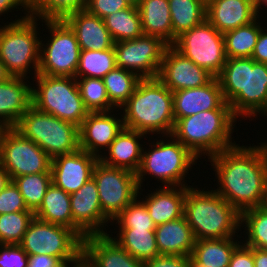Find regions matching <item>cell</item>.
<instances>
[{
	"mask_svg": "<svg viewBox=\"0 0 267 267\" xmlns=\"http://www.w3.org/2000/svg\"><path fill=\"white\" fill-rule=\"evenodd\" d=\"M220 185L214 190L240 214L262 207L267 182V143L261 146H238L209 157Z\"/></svg>",
	"mask_w": 267,
	"mask_h": 267,
	"instance_id": "1",
	"label": "cell"
},
{
	"mask_svg": "<svg viewBox=\"0 0 267 267\" xmlns=\"http://www.w3.org/2000/svg\"><path fill=\"white\" fill-rule=\"evenodd\" d=\"M217 79L236 117H255L267 107V64L252 58H227Z\"/></svg>",
	"mask_w": 267,
	"mask_h": 267,
	"instance_id": "2",
	"label": "cell"
},
{
	"mask_svg": "<svg viewBox=\"0 0 267 267\" xmlns=\"http://www.w3.org/2000/svg\"><path fill=\"white\" fill-rule=\"evenodd\" d=\"M122 108L124 128L171 136L175 125L173 92L157 77L140 79Z\"/></svg>",
	"mask_w": 267,
	"mask_h": 267,
	"instance_id": "3",
	"label": "cell"
},
{
	"mask_svg": "<svg viewBox=\"0 0 267 267\" xmlns=\"http://www.w3.org/2000/svg\"><path fill=\"white\" fill-rule=\"evenodd\" d=\"M235 119L230 105L224 101L217 109L178 119L168 137L176 138L197 158L205 153L211 157L236 145L231 141Z\"/></svg>",
	"mask_w": 267,
	"mask_h": 267,
	"instance_id": "4",
	"label": "cell"
},
{
	"mask_svg": "<svg viewBox=\"0 0 267 267\" xmlns=\"http://www.w3.org/2000/svg\"><path fill=\"white\" fill-rule=\"evenodd\" d=\"M183 216L195 240L231 238L241 228V214L214 190L186 186Z\"/></svg>",
	"mask_w": 267,
	"mask_h": 267,
	"instance_id": "5",
	"label": "cell"
},
{
	"mask_svg": "<svg viewBox=\"0 0 267 267\" xmlns=\"http://www.w3.org/2000/svg\"><path fill=\"white\" fill-rule=\"evenodd\" d=\"M37 19L24 16L0 27V60L11 77L26 78L32 67L34 76L38 74L40 38L36 29Z\"/></svg>",
	"mask_w": 267,
	"mask_h": 267,
	"instance_id": "6",
	"label": "cell"
},
{
	"mask_svg": "<svg viewBox=\"0 0 267 267\" xmlns=\"http://www.w3.org/2000/svg\"><path fill=\"white\" fill-rule=\"evenodd\" d=\"M53 159L80 149L79 127L31 106L14 127Z\"/></svg>",
	"mask_w": 267,
	"mask_h": 267,
	"instance_id": "7",
	"label": "cell"
},
{
	"mask_svg": "<svg viewBox=\"0 0 267 267\" xmlns=\"http://www.w3.org/2000/svg\"><path fill=\"white\" fill-rule=\"evenodd\" d=\"M32 88V106L37 110L71 122L78 127L89 114L75 77L37 74Z\"/></svg>",
	"mask_w": 267,
	"mask_h": 267,
	"instance_id": "8",
	"label": "cell"
},
{
	"mask_svg": "<svg viewBox=\"0 0 267 267\" xmlns=\"http://www.w3.org/2000/svg\"><path fill=\"white\" fill-rule=\"evenodd\" d=\"M173 140H159L156 145L153 143L154 149L146 152L143 150L136 173L139 189L142 187L143 176L147 174L164 182L166 187L187 186L184 184L185 175L199 159L180 141L175 138Z\"/></svg>",
	"mask_w": 267,
	"mask_h": 267,
	"instance_id": "9",
	"label": "cell"
},
{
	"mask_svg": "<svg viewBox=\"0 0 267 267\" xmlns=\"http://www.w3.org/2000/svg\"><path fill=\"white\" fill-rule=\"evenodd\" d=\"M19 246L28 254H45L57 258L82 259L83 239L68 227L34 217Z\"/></svg>",
	"mask_w": 267,
	"mask_h": 267,
	"instance_id": "10",
	"label": "cell"
},
{
	"mask_svg": "<svg viewBox=\"0 0 267 267\" xmlns=\"http://www.w3.org/2000/svg\"><path fill=\"white\" fill-rule=\"evenodd\" d=\"M44 22L51 39L46 45L40 41L38 74L75 77L81 52L75 33L64 20Z\"/></svg>",
	"mask_w": 267,
	"mask_h": 267,
	"instance_id": "11",
	"label": "cell"
},
{
	"mask_svg": "<svg viewBox=\"0 0 267 267\" xmlns=\"http://www.w3.org/2000/svg\"><path fill=\"white\" fill-rule=\"evenodd\" d=\"M172 46L214 77L220 74L227 61L224 36L207 20L183 32Z\"/></svg>",
	"mask_w": 267,
	"mask_h": 267,
	"instance_id": "12",
	"label": "cell"
},
{
	"mask_svg": "<svg viewBox=\"0 0 267 267\" xmlns=\"http://www.w3.org/2000/svg\"><path fill=\"white\" fill-rule=\"evenodd\" d=\"M102 213L111 221L139 197L136 174L122 168L108 166L98 160L93 170Z\"/></svg>",
	"mask_w": 267,
	"mask_h": 267,
	"instance_id": "13",
	"label": "cell"
},
{
	"mask_svg": "<svg viewBox=\"0 0 267 267\" xmlns=\"http://www.w3.org/2000/svg\"><path fill=\"white\" fill-rule=\"evenodd\" d=\"M52 159L32 140L24 137L14 127L6 135L0 149V165L15 177L51 173Z\"/></svg>",
	"mask_w": 267,
	"mask_h": 267,
	"instance_id": "14",
	"label": "cell"
},
{
	"mask_svg": "<svg viewBox=\"0 0 267 267\" xmlns=\"http://www.w3.org/2000/svg\"><path fill=\"white\" fill-rule=\"evenodd\" d=\"M168 46L161 38L145 34L132 40L115 42L117 67L135 73L140 79L156 78Z\"/></svg>",
	"mask_w": 267,
	"mask_h": 267,
	"instance_id": "15",
	"label": "cell"
},
{
	"mask_svg": "<svg viewBox=\"0 0 267 267\" xmlns=\"http://www.w3.org/2000/svg\"><path fill=\"white\" fill-rule=\"evenodd\" d=\"M70 203L73 230L82 239L86 236L107 234L103 228L110 220L102 213L97 185L93 178L77 192L70 194Z\"/></svg>",
	"mask_w": 267,
	"mask_h": 267,
	"instance_id": "16",
	"label": "cell"
},
{
	"mask_svg": "<svg viewBox=\"0 0 267 267\" xmlns=\"http://www.w3.org/2000/svg\"><path fill=\"white\" fill-rule=\"evenodd\" d=\"M157 78L172 92H175L204 86L214 76L170 45L164 52Z\"/></svg>",
	"mask_w": 267,
	"mask_h": 267,
	"instance_id": "17",
	"label": "cell"
},
{
	"mask_svg": "<svg viewBox=\"0 0 267 267\" xmlns=\"http://www.w3.org/2000/svg\"><path fill=\"white\" fill-rule=\"evenodd\" d=\"M99 158L84 150L57 156L51 162L52 183L66 193L77 192L93 176Z\"/></svg>",
	"mask_w": 267,
	"mask_h": 267,
	"instance_id": "18",
	"label": "cell"
},
{
	"mask_svg": "<svg viewBox=\"0 0 267 267\" xmlns=\"http://www.w3.org/2000/svg\"><path fill=\"white\" fill-rule=\"evenodd\" d=\"M111 112H89L79 126V146L81 150L99 158V150L110 146L124 128L123 118L118 119Z\"/></svg>",
	"mask_w": 267,
	"mask_h": 267,
	"instance_id": "19",
	"label": "cell"
},
{
	"mask_svg": "<svg viewBox=\"0 0 267 267\" xmlns=\"http://www.w3.org/2000/svg\"><path fill=\"white\" fill-rule=\"evenodd\" d=\"M110 234L86 236L83 239L82 258L90 267H143L123 249Z\"/></svg>",
	"mask_w": 267,
	"mask_h": 267,
	"instance_id": "20",
	"label": "cell"
},
{
	"mask_svg": "<svg viewBox=\"0 0 267 267\" xmlns=\"http://www.w3.org/2000/svg\"><path fill=\"white\" fill-rule=\"evenodd\" d=\"M259 18L253 0H208L206 20L222 34Z\"/></svg>",
	"mask_w": 267,
	"mask_h": 267,
	"instance_id": "21",
	"label": "cell"
},
{
	"mask_svg": "<svg viewBox=\"0 0 267 267\" xmlns=\"http://www.w3.org/2000/svg\"><path fill=\"white\" fill-rule=\"evenodd\" d=\"M224 102L222 90L217 77L197 88L173 92V112L175 122L202 111L217 109Z\"/></svg>",
	"mask_w": 267,
	"mask_h": 267,
	"instance_id": "22",
	"label": "cell"
},
{
	"mask_svg": "<svg viewBox=\"0 0 267 267\" xmlns=\"http://www.w3.org/2000/svg\"><path fill=\"white\" fill-rule=\"evenodd\" d=\"M75 33L81 50H106L114 47V40L103 19L85 9L63 19Z\"/></svg>",
	"mask_w": 267,
	"mask_h": 267,
	"instance_id": "23",
	"label": "cell"
},
{
	"mask_svg": "<svg viewBox=\"0 0 267 267\" xmlns=\"http://www.w3.org/2000/svg\"><path fill=\"white\" fill-rule=\"evenodd\" d=\"M144 135L147 136L143 132L123 128L107 148L109 157L107 155L103 157L100 154L99 160L108 166L129 170L136 174L143 153V147L139 140Z\"/></svg>",
	"mask_w": 267,
	"mask_h": 267,
	"instance_id": "24",
	"label": "cell"
},
{
	"mask_svg": "<svg viewBox=\"0 0 267 267\" xmlns=\"http://www.w3.org/2000/svg\"><path fill=\"white\" fill-rule=\"evenodd\" d=\"M23 77H10L0 82V118L15 127L32 106V87Z\"/></svg>",
	"mask_w": 267,
	"mask_h": 267,
	"instance_id": "25",
	"label": "cell"
},
{
	"mask_svg": "<svg viewBox=\"0 0 267 267\" xmlns=\"http://www.w3.org/2000/svg\"><path fill=\"white\" fill-rule=\"evenodd\" d=\"M145 200L147 211L156 226L177 220L183 216L186 186L166 187L156 189L147 194Z\"/></svg>",
	"mask_w": 267,
	"mask_h": 267,
	"instance_id": "26",
	"label": "cell"
},
{
	"mask_svg": "<svg viewBox=\"0 0 267 267\" xmlns=\"http://www.w3.org/2000/svg\"><path fill=\"white\" fill-rule=\"evenodd\" d=\"M155 238L160 255L191 256L196 241L184 216L156 226Z\"/></svg>",
	"mask_w": 267,
	"mask_h": 267,
	"instance_id": "27",
	"label": "cell"
},
{
	"mask_svg": "<svg viewBox=\"0 0 267 267\" xmlns=\"http://www.w3.org/2000/svg\"><path fill=\"white\" fill-rule=\"evenodd\" d=\"M145 35L161 38L173 45V29L168 0H141L137 6Z\"/></svg>",
	"mask_w": 267,
	"mask_h": 267,
	"instance_id": "28",
	"label": "cell"
},
{
	"mask_svg": "<svg viewBox=\"0 0 267 267\" xmlns=\"http://www.w3.org/2000/svg\"><path fill=\"white\" fill-rule=\"evenodd\" d=\"M239 244L233 237L196 240L191 255L192 267H229L232 253Z\"/></svg>",
	"mask_w": 267,
	"mask_h": 267,
	"instance_id": "29",
	"label": "cell"
},
{
	"mask_svg": "<svg viewBox=\"0 0 267 267\" xmlns=\"http://www.w3.org/2000/svg\"><path fill=\"white\" fill-rule=\"evenodd\" d=\"M34 216L48 223L65 226L73 230L70 194L51 183L42 204L34 212Z\"/></svg>",
	"mask_w": 267,
	"mask_h": 267,
	"instance_id": "30",
	"label": "cell"
},
{
	"mask_svg": "<svg viewBox=\"0 0 267 267\" xmlns=\"http://www.w3.org/2000/svg\"><path fill=\"white\" fill-rule=\"evenodd\" d=\"M173 29V44L178 36L206 20L205 0H168Z\"/></svg>",
	"mask_w": 267,
	"mask_h": 267,
	"instance_id": "31",
	"label": "cell"
},
{
	"mask_svg": "<svg viewBox=\"0 0 267 267\" xmlns=\"http://www.w3.org/2000/svg\"><path fill=\"white\" fill-rule=\"evenodd\" d=\"M119 238H113L131 256L142 262L159 254L155 229H119Z\"/></svg>",
	"mask_w": 267,
	"mask_h": 267,
	"instance_id": "32",
	"label": "cell"
},
{
	"mask_svg": "<svg viewBox=\"0 0 267 267\" xmlns=\"http://www.w3.org/2000/svg\"><path fill=\"white\" fill-rule=\"evenodd\" d=\"M256 21L257 18L247 25L223 34L227 58H251L260 31L264 29Z\"/></svg>",
	"mask_w": 267,
	"mask_h": 267,
	"instance_id": "33",
	"label": "cell"
},
{
	"mask_svg": "<svg viewBox=\"0 0 267 267\" xmlns=\"http://www.w3.org/2000/svg\"><path fill=\"white\" fill-rule=\"evenodd\" d=\"M114 42L132 40L143 35L140 14L136 6L113 12L104 19Z\"/></svg>",
	"mask_w": 267,
	"mask_h": 267,
	"instance_id": "34",
	"label": "cell"
},
{
	"mask_svg": "<svg viewBox=\"0 0 267 267\" xmlns=\"http://www.w3.org/2000/svg\"><path fill=\"white\" fill-rule=\"evenodd\" d=\"M117 67L114 47L106 50H81L75 78H100Z\"/></svg>",
	"mask_w": 267,
	"mask_h": 267,
	"instance_id": "35",
	"label": "cell"
},
{
	"mask_svg": "<svg viewBox=\"0 0 267 267\" xmlns=\"http://www.w3.org/2000/svg\"><path fill=\"white\" fill-rule=\"evenodd\" d=\"M110 103L117 109L128 101L140 78L133 72L116 67L102 78Z\"/></svg>",
	"mask_w": 267,
	"mask_h": 267,
	"instance_id": "36",
	"label": "cell"
},
{
	"mask_svg": "<svg viewBox=\"0 0 267 267\" xmlns=\"http://www.w3.org/2000/svg\"><path fill=\"white\" fill-rule=\"evenodd\" d=\"M13 182L25 201L27 208L35 212L42 204L48 187L52 183L51 173H37L15 177Z\"/></svg>",
	"mask_w": 267,
	"mask_h": 267,
	"instance_id": "37",
	"label": "cell"
},
{
	"mask_svg": "<svg viewBox=\"0 0 267 267\" xmlns=\"http://www.w3.org/2000/svg\"><path fill=\"white\" fill-rule=\"evenodd\" d=\"M86 2L87 0H30V15L42 20H63L71 13L84 10Z\"/></svg>",
	"mask_w": 267,
	"mask_h": 267,
	"instance_id": "38",
	"label": "cell"
},
{
	"mask_svg": "<svg viewBox=\"0 0 267 267\" xmlns=\"http://www.w3.org/2000/svg\"><path fill=\"white\" fill-rule=\"evenodd\" d=\"M84 105L89 112H107L114 106L110 103L104 82L100 78H76Z\"/></svg>",
	"mask_w": 267,
	"mask_h": 267,
	"instance_id": "39",
	"label": "cell"
},
{
	"mask_svg": "<svg viewBox=\"0 0 267 267\" xmlns=\"http://www.w3.org/2000/svg\"><path fill=\"white\" fill-rule=\"evenodd\" d=\"M245 223L248 239L244 243L251 248L267 250V208L256 207L241 213V225Z\"/></svg>",
	"mask_w": 267,
	"mask_h": 267,
	"instance_id": "40",
	"label": "cell"
},
{
	"mask_svg": "<svg viewBox=\"0 0 267 267\" xmlns=\"http://www.w3.org/2000/svg\"><path fill=\"white\" fill-rule=\"evenodd\" d=\"M33 211H20L0 215V245L19 244L34 218Z\"/></svg>",
	"mask_w": 267,
	"mask_h": 267,
	"instance_id": "41",
	"label": "cell"
},
{
	"mask_svg": "<svg viewBox=\"0 0 267 267\" xmlns=\"http://www.w3.org/2000/svg\"><path fill=\"white\" fill-rule=\"evenodd\" d=\"M136 197L114 219L120 229H156L143 201Z\"/></svg>",
	"mask_w": 267,
	"mask_h": 267,
	"instance_id": "42",
	"label": "cell"
},
{
	"mask_svg": "<svg viewBox=\"0 0 267 267\" xmlns=\"http://www.w3.org/2000/svg\"><path fill=\"white\" fill-rule=\"evenodd\" d=\"M20 211H31L27 208L19 188L11 180L0 192V215Z\"/></svg>",
	"mask_w": 267,
	"mask_h": 267,
	"instance_id": "43",
	"label": "cell"
},
{
	"mask_svg": "<svg viewBox=\"0 0 267 267\" xmlns=\"http://www.w3.org/2000/svg\"><path fill=\"white\" fill-rule=\"evenodd\" d=\"M131 4L126 0H87L85 10L101 19L112 14L129 8Z\"/></svg>",
	"mask_w": 267,
	"mask_h": 267,
	"instance_id": "44",
	"label": "cell"
},
{
	"mask_svg": "<svg viewBox=\"0 0 267 267\" xmlns=\"http://www.w3.org/2000/svg\"><path fill=\"white\" fill-rule=\"evenodd\" d=\"M0 248V267L28 266V254L19 244H1Z\"/></svg>",
	"mask_w": 267,
	"mask_h": 267,
	"instance_id": "45",
	"label": "cell"
},
{
	"mask_svg": "<svg viewBox=\"0 0 267 267\" xmlns=\"http://www.w3.org/2000/svg\"><path fill=\"white\" fill-rule=\"evenodd\" d=\"M143 267H192L191 256L158 255L143 262Z\"/></svg>",
	"mask_w": 267,
	"mask_h": 267,
	"instance_id": "46",
	"label": "cell"
},
{
	"mask_svg": "<svg viewBox=\"0 0 267 267\" xmlns=\"http://www.w3.org/2000/svg\"><path fill=\"white\" fill-rule=\"evenodd\" d=\"M229 267H254V248L240 243L232 253Z\"/></svg>",
	"mask_w": 267,
	"mask_h": 267,
	"instance_id": "47",
	"label": "cell"
},
{
	"mask_svg": "<svg viewBox=\"0 0 267 267\" xmlns=\"http://www.w3.org/2000/svg\"><path fill=\"white\" fill-rule=\"evenodd\" d=\"M267 29L261 30L251 58L255 62L267 64Z\"/></svg>",
	"mask_w": 267,
	"mask_h": 267,
	"instance_id": "48",
	"label": "cell"
},
{
	"mask_svg": "<svg viewBox=\"0 0 267 267\" xmlns=\"http://www.w3.org/2000/svg\"><path fill=\"white\" fill-rule=\"evenodd\" d=\"M58 261L57 258L45 254L28 255L30 267H52Z\"/></svg>",
	"mask_w": 267,
	"mask_h": 267,
	"instance_id": "49",
	"label": "cell"
},
{
	"mask_svg": "<svg viewBox=\"0 0 267 267\" xmlns=\"http://www.w3.org/2000/svg\"><path fill=\"white\" fill-rule=\"evenodd\" d=\"M18 6H22L28 12L25 13L26 17L31 16L30 0H0V15L9 12V9H17Z\"/></svg>",
	"mask_w": 267,
	"mask_h": 267,
	"instance_id": "50",
	"label": "cell"
},
{
	"mask_svg": "<svg viewBox=\"0 0 267 267\" xmlns=\"http://www.w3.org/2000/svg\"><path fill=\"white\" fill-rule=\"evenodd\" d=\"M254 267H267V250L254 248Z\"/></svg>",
	"mask_w": 267,
	"mask_h": 267,
	"instance_id": "51",
	"label": "cell"
},
{
	"mask_svg": "<svg viewBox=\"0 0 267 267\" xmlns=\"http://www.w3.org/2000/svg\"><path fill=\"white\" fill-rule=\"evenodd\" d=\"M12 128L13 127L10 124L0 118V149L2 147L6 135Z\"/></svg>",
	"mask_w": 267,
	"mask_h": 267,
	"instance_id": "52",
	"label": "cell"
},
{
	"mask_svg": "<svg viewBox=\"0 0 267 267\" xmlns=\"http://www.w3.org/2000/svg\"><path fill=\"white\" fill-rule=\"evenodd\" d=\"M11 181L8 172L0 165V192L6 187Z\"/></svg>",
	"mask_w": 267,
	"mask_h": 267,
	"instance_id": "53",
	"label": "cell"
},
{
	"mask_svg": "<svg viewBox=\"0 0 267 267\" xmlns=\"http://www.w3.org/2000/svg\"><path fill=\"white\" fill-rule=\"evenodd\" d=\"M81 259H65V260H59L55 265L52 267H70L68 266L71 262L72 265L79 262ZM69 263V264H68Z\"/></svg>",
	"mask_w": 267,
	"mask_h": 267,
	"instance_id": "54",
	"label": "cell"
},
{
	"mask_svg": "<svg viewBox=\"0 0 267 267\" xmlns=\"http://www.w3.org/2000/svg\"><path fill=\"white\" fill-rule=\"evenodd\" d=\"M11 76L8 74L4 63L0 60V82L6 81Z\"/></svg>",
	"mask_w": 267,
	"mask_h": 267,
	"instance_id": "55",
	"label": "cell"
},
{
	"mask_svg": "<svg viewBox=\"0 0 267 267\" xmlns=\"http://www.w3.org/2000/svg\"><path fill=\"white\" fill-rule=\"evenodd\" d=\"M254 1V7H255V10L257 13H259L260 8L262 5L266 6L267 7V0H253Z\"/></svg>",
	"mask_w": 267,
	"mask_h": 267,
	"instance_id": "56",
	"label": "cell"
},
{
	"mask_svg": "<svg viewBox=\"0 0 267 267\" xmlns=\"http://www.w3.org/2000/svg\"><path fill=\"white\" fill-rule=\"evenodd\" d=\"M73 267H90L88 263L82 258L79 262L75 263Z\"/></svg>",
	"mask_w": 267,
	"mask_h": 267,
	"instance_id": "57",
	"label": "cell"
},
{
	"mask_svg": "<svg viewBox=\"0 0 267 267\" xmlns=\"http://www.w3.org/2000/svg\"><path fill=\"white\" fill-rule=\"evenodd\" d=\"M126 1L129 2L132 6L137 7L141 0H126Z\"/></svg>",
	"mask_w": 267,
	"mask_h": 267,
	"instance_id": "58",
	"label": "cell"
},
{
	"mask_svg": "<svg viewBox=\"0 0 267 267\" xmlns=\"http://www.w3.org/2000/svg\"><path fill=\"white\" fill-rule=\"evenodd\" d=\"M263 206L267 208V182H266V192H265V200Z\"/></svg>",
	"mask_w": 267,
	"mask_h": 267,
	"instance_id": "59",
	"label": "cell"
},
{
	"mask_svg": "<svg viewBox=\"0 0 267 267\" xmlns=\"http://www.w3.org/2000/svg\"><path fill=\"white\" fill-rule=\"evenodd\" d=\"M261 113L262 115L265 114L267 116V107Z\"/></svg>",
	"mask_w": 267,
	"mask_h": 267,
	"instance_id": "60",
	"label": "cell"
}]
</instances>
